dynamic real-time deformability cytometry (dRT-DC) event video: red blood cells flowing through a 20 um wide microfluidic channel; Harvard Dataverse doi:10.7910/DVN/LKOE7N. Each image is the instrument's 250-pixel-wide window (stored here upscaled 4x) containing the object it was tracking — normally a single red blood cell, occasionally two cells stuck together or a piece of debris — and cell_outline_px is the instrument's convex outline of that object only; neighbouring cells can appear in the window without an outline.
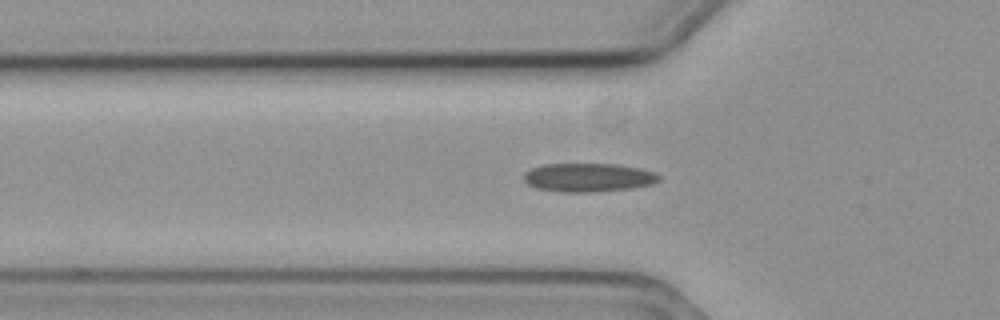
{"species": "common noctule bat (a hibernating species)", "species_latin": "Nyctalus noctula", "temperature_condition": "cold", "stored_images_in_passage": 38, "camera_frame_rate_fps": 3000, "um_per_image_px": 0.085, "animal": {"sex": "female", "body_mass_g": 19.3, "forearm_length_mm": 54.1}, "frame": {"image": 1, "passage_image": 7, "time_ms": 2.0, "image_size_px": [1000, 320], "cell_outline_px": [[660, 180], [652, 184], [632, 188], [592, 192], [560, 192], [536, 188], [528, 184], [524, 180], [524, 172], [532, 168], [544, 164], [616, 164], [640, 168], [652, 172], [660, 176]], "centroid_in_image_um": [49.99, 15.09], "position_along_channel_um": 75.8, "area_um2": 22.54}}
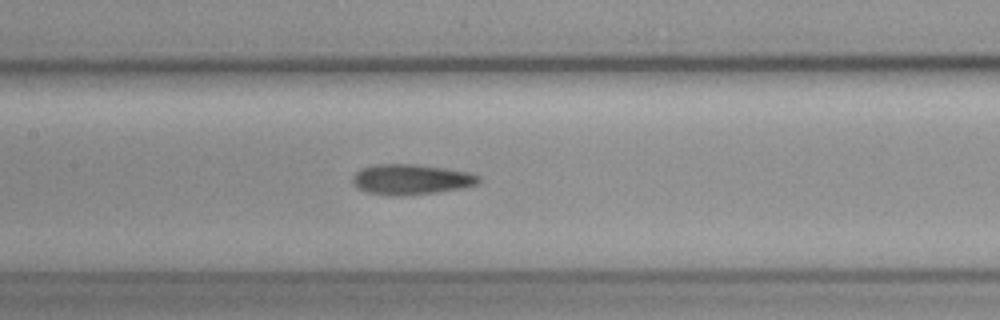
{"frame": {"image": 2, "passage_image": 15, "time_ms": 4.667, "image_size_px": [1000, 320], "cell_outline_px": [[480, 180], [476, 184], [464, 188], [436, 192], [404, 196], [388, 196], [364, 192], [356, 188], [352, 184], [352, 176], [356, 172], [364, 168], [376, 164], [416, 164], [444, 168], [468, 172], [480, 176]], "centroid_in_image_um": [34.9, 15.27], "position_along_channel_um": 172.5, "area_um2": 22.54}}
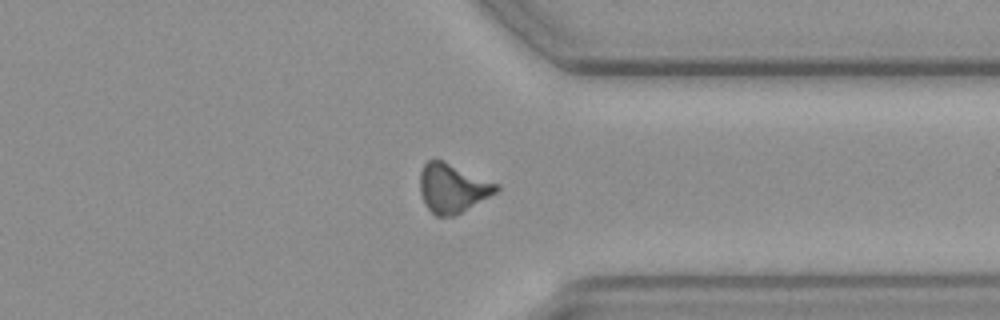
{"frame": {"image": 3, "passage_image": 32, "time_ms": 10.333, "image_size_px": [1000, 320], "cell_outline_px": [[500, 188], [496, 192], [456, 216], [436, 216], [424, 204], [420, 192], [420, 172], [424, 164], [428, 160], [440, 160], [500, 184]], "centroid_in_image_um": [38.46, 16.01], "position_along_channel_um": 372.9, "area_um2": 21.62}, "authors_computed_cell_mechanics": {"area_um2": 21.675, "velocity_mm_per_s": 3.6026, "shape_relaxation_time_tau1_ms": null, "shape_relaxation_time_tau2_ms": 5.3694, "deformation_change_tau1": null, "deformation_change_tau2": 0.1248}}